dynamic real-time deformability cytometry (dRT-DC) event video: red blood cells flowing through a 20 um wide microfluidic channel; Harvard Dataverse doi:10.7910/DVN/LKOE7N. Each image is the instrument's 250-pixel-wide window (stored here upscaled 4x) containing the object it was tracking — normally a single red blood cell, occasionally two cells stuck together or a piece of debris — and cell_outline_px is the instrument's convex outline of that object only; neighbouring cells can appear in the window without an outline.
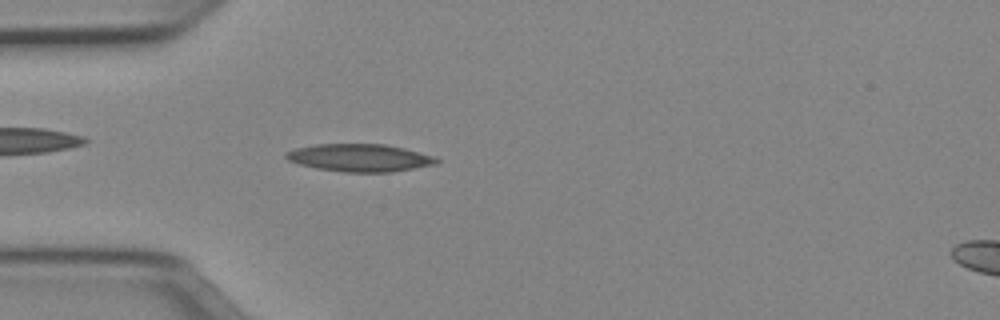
{"species": "Egyptian fruit bat (a non-hibernating species)", "species_latin": "Rousettus aegyptiacus", "temperature_condition": "cold", "stored_images_in_passage": 49, "camera_frame_rate_fps": 3000, "um_per_image_px": 0.085, "animal": {"sex": "female"}, "frame": {"image": 1, "passage_image": 13, "time_ms": 4.0, "image_size_px": [1000, 320], "cell_outline_px": [[440, 164], [392, 172], [344, 172], [316, 168], [300, 164], [288, 160], [284, 156], [284, 152], [296, 148], [316, 144], [384, 144], [404, 148], [436, 156], [440, 160]], "centroid_in_image_um": [30.63, 13.41], "position_along_channel_um": 54.4, "area_um2": 24.45}}
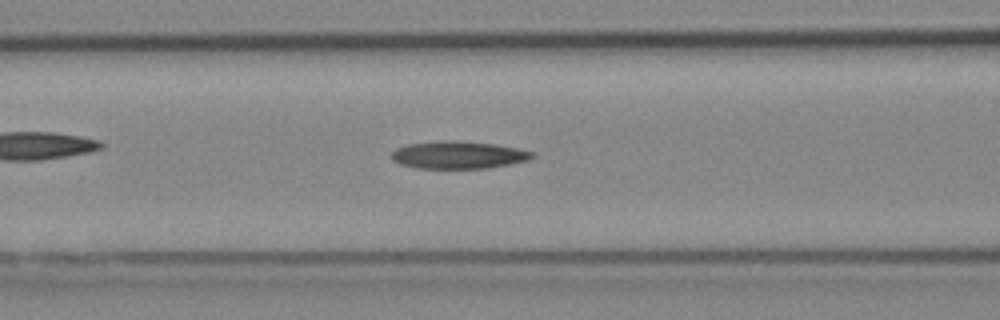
{"frame": {"image": 2, "passage_image": 19, "time_ms": 6.0, "image_size_px": [1000, 320], "cell_outline_px": [[536, 156], [528, 160], [488, 168], [416, 168], [400, 164], [392, 160], [392, 152], [396, 148], [408, 144], [436, 140], [456, 140], [496, 144], [520, 148], [536, 152]], "centroid_in_image_um": [38.99, 13.15], "position_along_channel_um": 127.6, "area_um2": 22.83}}
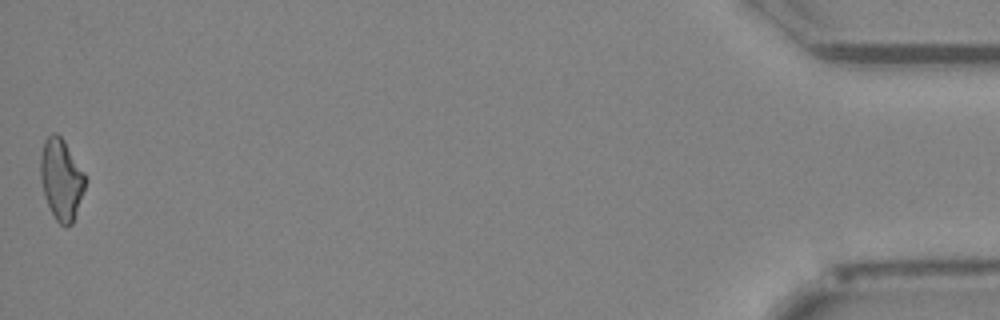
{"frame": {"image": 3, "passage_image": 49, "time_ms": 16.0, "image_size_px": [1000, 320], "cell_outline_px": [[84, 188], [72, 224], [64, 228], [56, 220], [44, 196], [40, 180], [40, 156], [44, 140], [52, 132], [56, 132], [64, 140], [84, 172]], "centroid_in_image_um": [5.17, 15.22], "position_along_channel_um": 430.0, "area_um2": 20.98}}